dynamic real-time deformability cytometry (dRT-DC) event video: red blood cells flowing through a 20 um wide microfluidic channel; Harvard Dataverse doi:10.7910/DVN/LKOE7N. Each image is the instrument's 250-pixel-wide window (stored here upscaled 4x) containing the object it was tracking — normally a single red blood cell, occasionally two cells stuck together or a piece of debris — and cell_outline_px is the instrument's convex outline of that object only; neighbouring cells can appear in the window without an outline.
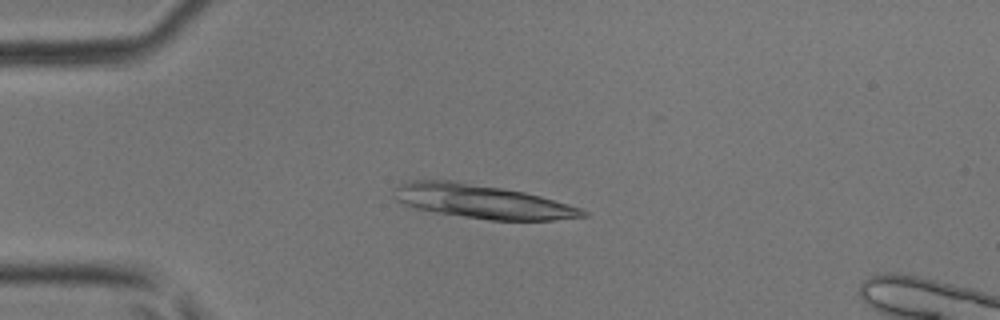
{"species": "common noctule bat (a hibernating species)", "species_latin": "Nyctalus noctula", "temperature_condition": "room temperature", "stored_images_in_passage": 39, "camera_frame_rate_fps": 3000, "um_per_image_px": 0.085, "animal": {"sex": "male", "body_mass_g": 17.9, "forearm_length_mm": 54.2}, "frame": {"image": 1, "passage_image": 12, "time_ms": 3.667, "image_size_px": [1000, 320], "cell_outline_px": [[588, 216], [552, 220], [488, 220], [436, 212], [416, 208], [404, 204], [396, 200], [396, 184], [408, 180], [452, 180], [504, 188], [524, 192], [540, 196], [568, 204], [580, 208], [588, 212]], "centroid_in_image_um": [40.98, 17.12], "position_along_channel_um": 44.0, "area_um2": 36.99}}
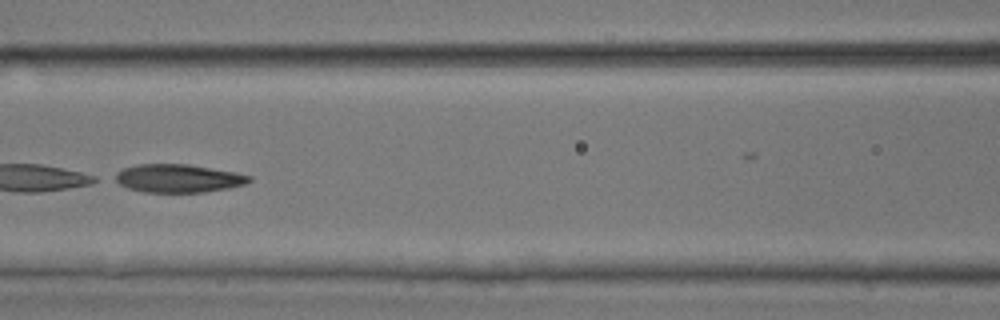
{"frame": {"image": 2, "passage_image": 22, "time_ms": 7.0, "image_size_px": [1000, 320], "cell_outline_px": [[252, 180], [244, 184], [228, 188], [204, 192], [144, 192], [128, 188], [112, 180], [108, 176], [124, 168], [140, 164], [188, 164], [236, 172], [252, 176]], "centroid_in_image_um": [15.09, 15.15], "position_along_channel_um": 151.5, "area_um2": 22.25}}